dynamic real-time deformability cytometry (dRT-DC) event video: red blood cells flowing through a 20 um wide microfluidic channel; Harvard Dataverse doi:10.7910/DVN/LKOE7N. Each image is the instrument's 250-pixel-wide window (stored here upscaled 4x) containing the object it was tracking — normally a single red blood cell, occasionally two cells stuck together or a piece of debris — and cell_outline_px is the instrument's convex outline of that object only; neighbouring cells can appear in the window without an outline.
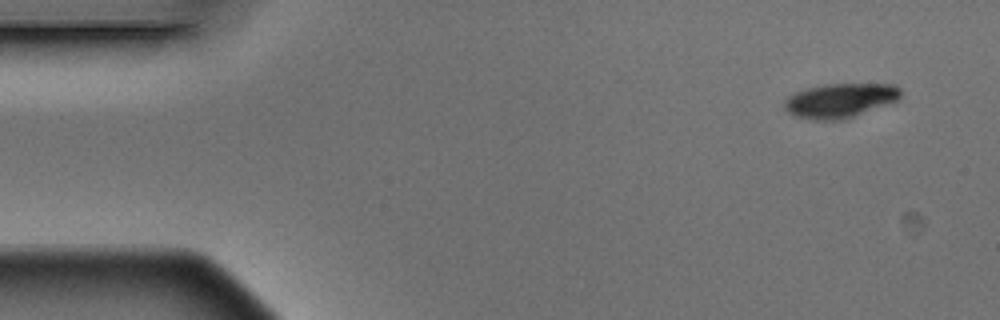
{"species": "Egyptian fruit bat (a non-hibernating species)", "species_latin": "Rousettus aegyptiacus", "temperature_condition": "warm", "stored_images_in_passage": 3, "segment_of_instrument_passage": [2, 2], "camera_frame_rate_fps": 3000, "um_per_image_px": 0.085, "animal": {"sex": "male"}, "frame": {"image": 1, "passage_image": 3, "time_ms": 0.667, "image_size_px": [1000, 320], "cell_outline_px": [[900, 96], [896, 100], [852, 116], [836, 120], [812, 120], [796, 116], [788, 112], [784, 108], [784, 100], [788, 96], [796, 92], [808, 88], [824, 84], [896, 84], [900, 88]], "centroid_in_image_um": [71.35, 8.52], "position_along_channel_um": 13.6, "area_um2": 22.83}}